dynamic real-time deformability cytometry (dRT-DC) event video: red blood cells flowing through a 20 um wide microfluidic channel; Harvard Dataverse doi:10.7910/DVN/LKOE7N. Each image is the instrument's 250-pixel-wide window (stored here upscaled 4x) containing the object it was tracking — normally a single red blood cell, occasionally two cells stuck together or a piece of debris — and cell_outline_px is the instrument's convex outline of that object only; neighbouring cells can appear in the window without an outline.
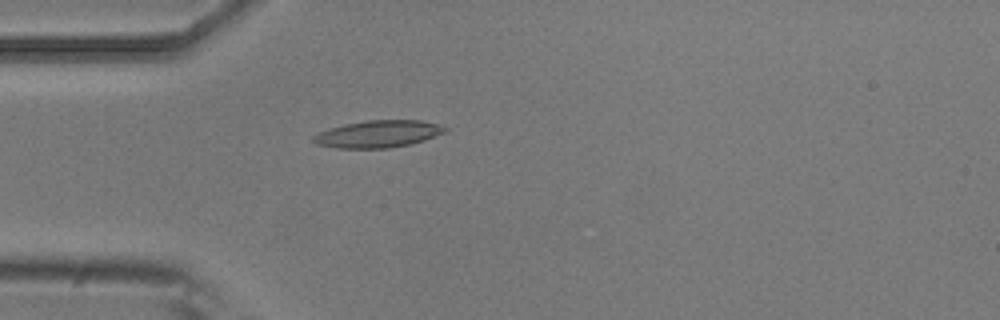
{"species": "common noctule bat (a hibernating species)", "species_latin": "Nyctalus noctula", "temperature_condition": "room temperature", "stored_images_in_passage": 5, "camera_frame_rate_fps": 3000, "um_per_image_px": 0.085, "animal": {"sex": "male", "body_mass_g": 20.5, "forearm_length_mm": 52.5}, "frame": {"image": 1, "passage_image": 5, "time_ms": 1.333, "image_size_px": [1000, 320], "cell_outline_px": [[448, 128], [444, 132], [424, 140], [408, 144], [388, 148], [336, 148], [316, 144], [312, 140], [312, 136], [328, 128], [344, 124], [368, 120], [420, 120], [436, 124]], "centroid_in_image_um": [32.08, 11.38], "position_along_channel_um": 52.9, "area_um2": 20.63}}